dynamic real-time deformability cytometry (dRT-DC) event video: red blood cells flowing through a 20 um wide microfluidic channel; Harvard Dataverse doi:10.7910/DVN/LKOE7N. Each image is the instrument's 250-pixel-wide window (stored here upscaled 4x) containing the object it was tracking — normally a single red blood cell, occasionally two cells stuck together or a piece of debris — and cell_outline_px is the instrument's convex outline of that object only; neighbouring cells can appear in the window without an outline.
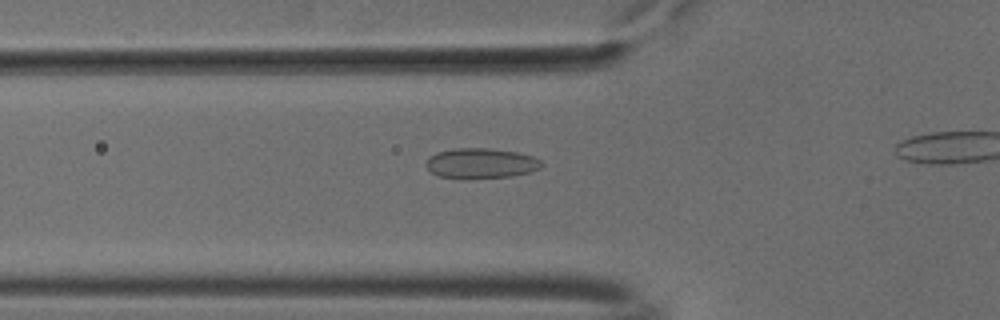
{"species": "common noctule bat (a hibernating species)", "species_latin": "Nyctalus noctula", "temperature_condition": "cold", "stored_images_in_passage": 39, "camera_frame_rate_fps": 3000, "um_per_image_px": 0.085, "animal": {"sex": "male", "body_mass_g": 18.8}, "frame": {"image": 1, "passage_image": 14, "time_ms": 4.333, "image_size_px": [1000, 320], "cell_outline_px": [[544, 164], [540, 168], [528, 172], [512, 176], [464, 180], [460, 180], [440, 176], [432, 172], [424, 164], [428, 156], [436, 152], [456, 148], [488, 148], [516, 152], [532, 156], [540, 160]], "centroid_in_image_um": [40.83, 13.9], "position_along_channel_um": 85.0, "area_um2": 20.69}}
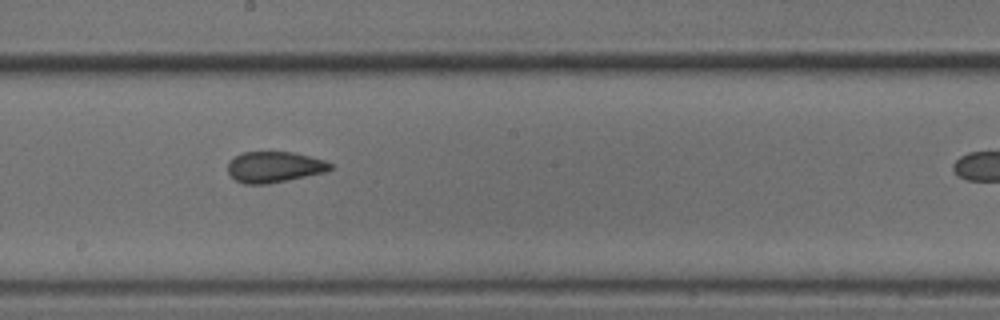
{"frame": {"image": 2, "passage_image": 25, "time_ms": 8.0, "image_size_px": [1000, 320], "cell_outline_px": [[332, 168], [328, 172], [268, 184], [244, 184], [236, 180], [228, 172], [228, 160], [244, 152], [292, 152], [324, 160], [332, 164]], "centroid_in_image_um": [23.33, 14.2], "position_along_channel_um": 224.9, "area_um2": 18.5}}
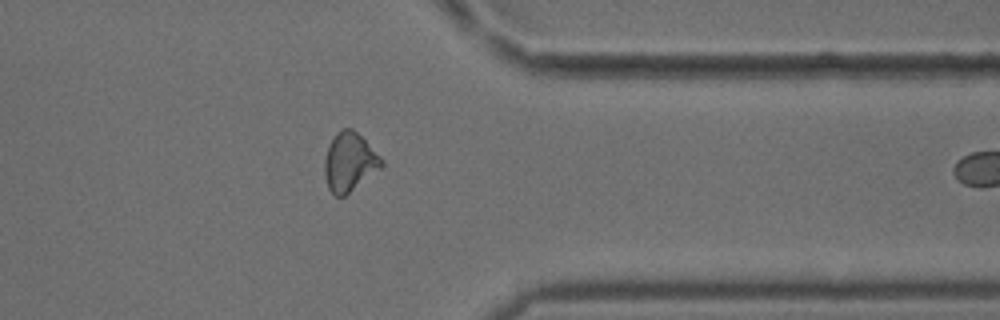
{"frame": {"image": 3, "passage_image": 38, "time_ms": 12.333, "image_size_px": [1000, 320], "cell_outline_px": [[384, 164], [380, 168], [344, 196], [336, 196], [328, 188], [324, 176], [324, 160], [328, 144], [336, 132], [344, 128], [352, 128], [384, 160]], "centroid_in_image_um": [29.67, 13.76], "position_along_channel_um": 381.7, "area_um2": 19.25}}